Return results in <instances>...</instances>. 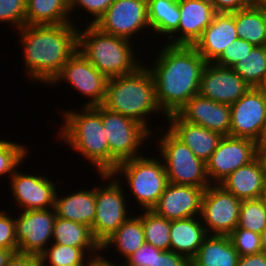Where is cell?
Here are the masks:
<instances>
[{
    "instance_id": "b9f144b4",
    "label": "cell",
    "mask_w": 266,
    "mask_h": 266,
    "mask_svg": "<svg viewBox=\"0 0 266 266\" xmlns=\"http://www.w3.org/2000/svg\"><path fill=\"white\" fill-rule=\"evenodd\" d=\"M161 251L145 242L127 260L122 262V266H159Z\"/></svg>"
},
{
    "instance_id": "ba28073f",
    "label": "cell",
    "mask_w": 266,
    "mask_h": 266,
    "mask_svg": "<svg viewBox=\"0 0 266 266\" xmlns=\"http://www.w3.org/2000/svg\"><path fill=\"white\" fill-rule=\"evenodd\" d=\"M101 118L110 151V173L120 162L143 155L141 146L153 137L144 125L102 105Z\"/></svg>"
},
{
    "instance_id": "681fc988",
    "label": "cell",
    "mask_w": 266,
    "mask_h": 266,
    "mask_svg": "<svg viewBox=\"0 0 266 266\" xmlns=\"http://www.w3.org/2000/svg\"><path fill=\"white\" fill-rule=\"evenodd\" d=\"M13 253L12 250L0 248V266H6L8 259Z\"/></svg>"
},
{
    "instance_id": "d4e9b609",
    "label": "cell",
    "mask_w": 266,
    "mask_h": 266,
    "mask_svg": "<svg viewBox=\"0 0 266 266\" xmlns=\"http://www.w3.org/2000/svg\"><path fill=\"white\" fill-rule=\"evenodd\" d=\"M207 236L201 217L171 221L170 250L191 260Z\"/></svg>"
},
{
    "instance_id": "7c38bea8",
    "label": "cell",
    "mask_w": 266,
    "mask_h": 266,
    "mask_svg": "<svg viewBox=\"0 0 266 266\" xmlns=\"http://www.w3.org/2000/svg\"><path fill=\"white\" fill-rule=\"evenodd\" d=\"M94 26L106 34L132 41L136 38L135 35H142L144 29L146 31L150 28L148 2L147 0H114Z\"/></svg>"
},
{
    "instance_id": "44dd1931",
    "label": "cell",
    "mask_w": 266,
    "mask_h": 266,
    "mask_svg": "<svg viewBox=\"0 0 266 266\" xmlns=\"http://www.w3.org/2000/svg\"><path fill=\"white\" fill-rule=\"evenodd\" d=\"M237 38L235 12L216 13L193 47L207 63H214Z\"/></svg>"
},
{
    "instance_id": "7bdbcfd3",
    "label": "cell",
    "mask_w": 266,
    "mask_h": 266,
    "mask_svg": "<svg viewBox=\"0 0 266 266\" xmlns=\"http://www.w3.org/2000/svg\"><path fill=\"white\" fill-rule=\"evenodd\" d=\"M6 266H41L39 255L27 253H13Z\"/></svg>"
},
{
    "instance_id": "83f0119b",
    "label": "cell",
    "mask_w": 266,
    "mask_h": 266,
    "mask_svg": "<svg viewBox=\"0 0 266 266\" xmlns=\"http://www.w3.org/2000/svg\"><path fill=\"white\" fill-rule=\"evenodd\" d=\"M139 215V216H138ZM130 216L107 240L101 244V250L116 248V252L122 255V261L127 260L144 243L145 235L141 221V213Z\"/></svg>"
},
{
    "instance_id": "52a82bcc",
    "label": "cell",
    "mask_w": 266,
    "mask_h": 266,
    "mask_svg": "<svg viewBox=\"0 0 266 266\" xmlns=\"http://www.w3.org/2000/svg\"><path fill=\"white\" fill-rule=\"evenodd\" d=\"M161 128L162 126H159L155 129L164 134H160V137L156 134L155 136L158 137L156 138L157 151L160 152L158 156L163 160L168 182L201 188L211 185L206 172V163L197 158L191 149L168 129Z\"/></svg>"
},
{
    "instance_id": "7dc6e473",
    "label": "cell",
    "mask_w": 266,
    "mask_h": 266,
    "mask_svg": "<svg viewBox=\"0 0 266 266\" xmlns=\"http://www.w3.org/2000/svg\"><path fill=\"white\" fill-rule=\"evenodd\" d=\"M101 252L103 251L100 249L96 253L89 255L83 266H122L116 265V263H113V260L110 261L107 256L105 255L104 257V254H102Z\"/></svg>"
},
{
    "instance_id": "db71d44e",
    "label": "cell",
    "mask_w": 266,
    "mask_h": 266,
    "mask_svg": "<svg viewBox=\"0 0 266 266\" xmlns=\"http://www.w3.org/2000/svg\"><path fill=\"white\" fill-rule=\"evenodd\" d=\"M262 252L266 253V229L261 234Z\"/></svg>"
},
{
    "instance_id": "484cf974",
    "label": "cell",
    "mask_w": 266,
    "mask_h": 266,
    "mask_svg": "<svg viewBox=\"0 0 266 266\" xmlns=\"http://www.w3.org/2000/svg\"><path fill=\"white\" fill-rule=\"evenodd\" d=\"M229 236L207 235L196 255L190 260L191 266H237L239 260Z\"/></svg>"
},
{
    "instance_id": "2e32d148",
    "label": "cell",
    "mask_w": 266,
    "mask_h": 266,
    "mask_svg": "<svg viewBox=\"0 0 266 266\" xmlns=\"http://www.w3.org/2000/svg\"><path fill=\"white\" fill-rule=\"evenodd\" d=\"M18 167L10 177V189L14 203L20 210L54 208L57 183L46 175L26 174Z\"/></svg>"
},
{
    "instance_id": "e575fe53",
    "label": "cell",
    "mask_w": 266,
    "mask_h": 266,
    "mask_svg": "<svg viewBox=\"0 0 266 266\" xmlns=\"http://www.w3.org/2000/svg\"><path fill=\"white\" fill-rule=\"evenodd\" d=\"M237 227L260 235L266 229V208L259 199L242 200Z\"/></svg>"
},
{
    "instance_id": "11a10c76",
    "label": "cell",
    "mask_w": 266,
    "mask_h": 266,
    "mask_svg": "<svg viewBox=\"0 0 266 266\" xmlns=\"http://www.w3.org/2000/svg\"><path fill=\"white\" fill-rule=\"evenodd\" d=\"M253 7L265 10L266 9V0H257L256 4Z\"/></svg>"
},
{
    "instance_id": "9f6ffc18",
    "label": "cell",
    "mask_w": 266,
    "mask_h": 266,
    "mask_svg": "<svg viewBox=\"0 0 266 266\" xmlns=\"http://www.w3.org/2000/svg\"><path fill=\"white\" fill-rule=\"evenodd\" d=\"M246 6H254L257 0H242Z\"/></svg>"
},
{
    "instance_id": "f1b7e54d",
    "label": "cell",
    "mask_w": 266,
    "mask_h": 266,
    "mask_svg": "<svg viewBox=\"0 0 266 266\" xmlns=\"http://www.w3.org/2000/svg\"><path fill=\"white\" fill-rule=\"evenodd\" d=\"M73 23L69 0H26L25 25H60Z\"/></svg>"
},
{
    "instance_id": "ffe728a7",
    "label": "cell",
    "mask_w": 266,
    "mask_h": 266,
    "mask_svg": "<svg viewBox=\"0 0 266 266\" xmlns=\"http://www.w3.org/2000/svg\"><path fill=\"white\" fill-rule=\"evenodd\" d=\"M177 114L186 122L229 136L230 105L218 103L197 94Z\"/></svg>"
},
{
    "instance_id": "9a60e30c",
    "label": "cell",
    "mask_w": 266,
    "mask_h": 266,
    "mask_svg": "<svg viewBox=\"0 0 266 266\" xmlns=\"http://www.w3.org/2000/svg\"><path fill=\"white\" fill-rule=\"evenodd\" d=\"M266 120V94L251 87L230 105L229 136L257 141Z\"/></svg>"
},
{
    "instance_id": "277c9868",
    "label": "cell",
    "mask_w": 266,
    "mask_h": 266,
    "mask_svg": "<svg viewBox=\"0 0 266 266\" xmlns=\"http://www.w3.org/2000/svg\"><path fill=\"white\" fill-rule=\"evenodd\" d=\"M147 65L132 74L110 78L106 84L102 106L144 125L151 133L150 114L166 115L156 100L155 82ZM149 115V116H148ZM149 120V121H148Z\"/></svg>"
},
{
    "instance_id": "d6986e66",
    "label": "cell",
    "mask_w": 266,
    "mask_h": 266,
    "mask_svg": "<svg viewBox=\"0 0 266 266\" xmlns=\"http://www.w3.org/2000/svg\"><path fill=\"white\" fill-rule=\"evenodd\" d=\"M205 189L168 182L157 205L152 210L169 221L200 217Z\"/></svg>"
},
{
    "instance_id": "d6a6232c",
    "label": "cell",
    "mask_w": 266,
    "mask_h": 266,
    "mask_svg": "<svg viewBox=\"0 0 266 266\" xmlns=\"http://www.w3.org/2000/svg\"><path fill=\"white\" fill-rule=\"evenodd\" d=\"M232 68L250 86L256 87L266 71V46H254L250 53Z\"/></svg>"
},
{
    "instance_id": "8992f818",
    "label": "cell",
    "mask_w": 266,
    "mask_h": 266,
    "mask_svg": "<svg viewBox=\"0 0 266 266\" xmlns=\"http://www.w3.org/2000/svg\"><path fill=\"white\" fill-rule=\"evenodd\" d=\"M111 174L116 179L125 178L129 195L135 197L140 211L152 210L168 184L163 161L158 156L142 155L122 161Z\"/></svg>"
},
{
    "instance_id": "30bf717a",
    "label": "cell",
    "mask_w": 266,
    "mask_h": 266,
    "mask_svg": "<svg viewBox=\"0 0 266 266\" xmlns=\"http://www.w3.org/2000/svg\"><path fill=\"white\" fill-rule=\"evenodd\" d=\"M242 200L219 184L209 185L203 193L201 220L207 235H229L238 225Z\"/></svg>"
},
{
    "instance_id": "3957f363",
    "label": "cell",
    "mask_w": 266,
    "mask_h": 266,
    "mask_svg": "<svg viewBox=\"0 0 266 266\" xmlns=\"http://www.w3.org/2000/svg\"><path fill=\"white\" fill-rule=\"evenodd\" d=\"M57 138L92 164L99 174L110 173V151L101 118V105L64 110ZM84 157V158H83Z\"/></svg>"
},
{
    "instance_id": "f6af8a7d",
    "label": "cell",
    "mask_w": 266,
    "mask_h": 266,
    "mask_svg": "<svg viewBox=\"0 0 266 266\" xmlns=\"http://www.w3.org/2000/svg\"><path fill=\"white\" fill-rule=\"evenodd\" d=\"M216 13H234L247 7L242 0H209Z\"/></svg>"
},
{
    "instance_id": "ac0fdd59",
    "label": "cell",
    "mask_w": 266,
    "mask_h": 266,
    "mask_svg": "<svg viewBox=\"0 0 266 266\" xmlns=\"http://www.w3.org/2000/svg\"><path fill=\"white\" fill-rule=\"evenodd\" d=\"M178 6V29L167 39L166 44L193 46L210 25L216 11L209 0H178Z\"/></svg>"
},
{
    "instance_id": "cb8c5ba5",
    "label": "cell",
    "mask_w": 266,
    "mask_h": 266,
    "mask_svg": "<svg viewBox=\"0 0 266 266\" xmlns=\"http://www.w3.org/2000/svg\"><path fill=\"white\" fill-rule=\"evenodd\" d=\"M265 179L257 158L228 175L219 184L241 200L259 199Z\"/></svg>"
},
{
    "instance_id": "f546056e",
    "label": "cell",
    "mask_w": 266,
    "mask_h": 266,
    "mask_svg": "<svg viewBox=\"0 0 266 266\" xmlns=\"http://www.w3.org/2000/svg\"><path fill=\"white\" fill-rule=\"evenodd\" d=\"M149 31L156 35L169 38L177 29L180 22L178 0H147ZM168 35V36H166ZM167 37V38H166Z\"/></svg>"
},
{
    "instance_id": "4dcf8cb0",
    "label": "cell",
    "mask_w": 266,
    "mask_h": 266,
    "mask_svg": "<svg viewBox=\"0 0 266 266\" xmlns=\"http://www.w3.org/2000/svg\"><path fill=\"white\" fill-rule=\"evenodd\" d=\"M238 38L254 46H266V25L262 9L247 6L235 12Z\"/></svg>"
},
{
    "instance_id": "ee69618b",
    "label": "cell",
    "mask_w": 266,
    "mask_h": 266,
    "mask_svg": "<svg viewBox=\"0 0 266 266\" xmlns=\"http://www.w3.org/2000/svg\"><path fill=\"white\" fill-rule=\"evenodd\" d=\"M159 266H191L190 260L171 250L161 251L159 258Z\"/></svg>"
},
{
    "instance_id": "5b68a950",
    "label": "cell",
    "mask_w": 266,
    "mask_h": 266,
    "mask_svg": "<svg viewBox=\"0 0 266 266\" xmlns=\"http://www.w3.org/2000/svg\"><path fill=\"white\" fill-rule=\"evenodd\" d=\"M78 27V50L107 79L132 74L143 63L135 54L134 43L126 38L106 34L93 24ZM83 30V31H81Z\"/></svg>"
},
{
    "instance_id": "8d00e7d4",
    "label": "cell",
    "mask_w": 266,
    "mask_h": 266,
    "mask_svg": "<svg viewBox=\"0 0 266 266\" xmlns=\"http://www.w3.org/2000/svg\"><path fill=\"white\" fill-rule=\"evenodd\" d=\"M228 236L239 256L262 252L261 235L258 233L236 227Z\"/></svg>"
},
{
    "instance_id": "4fadbf2b",
    "label": "cell",
    "mask_w": 266,
    "mask_h": 266,
    "mask_svg": "<svg viewBox=\"0 0 266 266\" xmlns=\"http://www.w3.org/2000/svg\"><path fill=\"white\" fill-rule=\"evenodd\" d=\"M257 143L248 138L223 136L206 162V172L211 184H220L239 167L256 158Z\"/></svg>"
},
{
    "instance_id": "1f68e13d",
    "label": "cell",
    "mask_w": 266,
    "mask_h": 266,
    "mask_svg": "<svg viewBox=\"0 0 266 266\" xmlns=\"http://www.w3.org/2000/svg\"><path fill=\"white\" fill-rule=\"evenodd\" d=\"M141 214L145 242L160 250L169 251L171 221L157 215L153 210H143Z\"/></svg>"
},
{
    "instance_id": "6f0895ef",
    "label": "cell",
    "mask_w": 266,
    "mask_h": 266,
    "mask_svg": "<svg viewBox=\"0 0 266 266\" xmlns=\"http://www.w3.org/2000/svg\"><path fill=\"white\" fill-rule=\"evenodd\" d=\"M263 13H264L265 25H266V9H265V10H263Z\"/></svg>"
},
{
    "instance_id": "816d5d0a",
    "label": "cell",
    "mask_w": 266,
    "mask_h": 266,
    "mask_svg": "<svg viewBox=\"0 0 266 266\" xmlns=\"http://www.w3.org/2000/svg\"><path fill=\"white\" fill-rule=\"evenodd\" d=\"M257 89H259L261 92H263L264 94H266V71L261 79V81L259 82V84L256 86Z\"/></svg>"
},
{
    "instance_id": "5bb4252c",
    "label": "cell",
    "mask_w": 266,
    "mask_h": 266,
    "mask_svg": "<svg viewBox=\"0 0 266 266\" xmlns=\"http://www.w3.org/2000/svg\"><path fill=\"white\" fill-rule=\"evenodd\" d=\"M15 215L19 253L40 255L51 243L56 218L54 208L21 210Z\"/></svg>"
},
{
    "instance_id": "7a4b0ae2",
    "label": "cell",
    "mask_w": 266,
    "mask_h": 266,
    "mask_svg": "<svg viewBox=\"0 0 266 266\" xmlns=\"http://www.w3.org/2000/svg\"><path fill=\"white\" fill-rule=\"evenodd\" d=\"M78 25H24L15 31L23 51V67L32 82L50 84L78 50Z\"/></svg>"
},
{
    "instance_id": "d590c367",
    "label": "cell",
    "mask_w": 266,
    "mask_h": 266,
    "mask_svg": "<svg viewBox=\"0 0 266 266\" xmlns=\"http://www.w3.org/2000/svg\"><path fill=\"white\" fill-rule=\"evenodd\" d=\"M25 144L11 142V140H0V176L8 175L10 178L15 170L27 160L29 155Z\"/></svg>"
},
{
    "instance_id": "8fae6325",
    "label": "cell",
    "mask_w": 266,
    "mask_h": 266,
    "mask_svg": "<svg viewBox=\"0 0 266 266\" xmlns=\"http://www.w3.org/2000/svg\"><path fill=\"white\" fill-rule=\"evenodd\" d=\"M63 81L88 98L83 106H98L104 102L108 79L79 50L67 60L50 85L62 84Z\"/></svg>"
},
{
    "instance_id": "bcb514c9",
    "label": "cell",
    "mask_w": 266,
    "mask_h": 266,
    "mask_svg": "<svg viewBox=\"0 0 266 266\" xmlns=\"http://www.w3.org/2000/svg\"><path fill=\"white\" fill-rule=\"evenodd\" d=\"M237 266H266V253L260 252L248 256H240Z\"/></svg>"
},
{
    "instance_id": "f35d334b",
    "label": "cell",
    "mask_w": 266,
    "mask_h": 266,
    "mask_svg": "<svg viewBox=\"0 0 266 266\" xmlns=\"http://www.w3.org/2000/svg\"><path fill=\"white\" fill-rule=\"evenodd\" d=\"M253 47L254 45L248 41L237 38L225 48L221 56L214 63L223 67L232 68L247 54H249Z\"/></svg>"
},
{
    "instance_id": "f907efd6",
    "label": "cell",
    "mask_w": 266,
    "mask_h": 266,
    "mask_svg": "<svg viewBox=\"0 0 266 266\" xmlns=\"http://www.w3.org/2000/svg\"><path fill=\"white\" fill-rule=\"evenodd\" d=\"M256 143L257 145H266V120L265 123L263 124V128Z\"/></svg>"
},
{
    "instance_id": "4316f807",
    "label": "cell",
    "mask_w": 266,
    "mask_h": 266,
    "mask_svg": "<svg viewBox=\"0 0 266 266\" xmlns=\"http://www.w3.org/2000/svg\"><path fill=\"white\" fill-rule=\"evenodd\" d=\"M52 243L81 248L88 256L101 249L90 227L60 217L54 221Z\"/></svg>"
},
{
    "instance_id": "603a6c76",
    "label": "cell",
    "mask_w": 266,
    "mask_h": 266,
    "mask_svg": "<svg viewBox=\"0 0 266 266\" xmlns=\"http://www.w3.org/2000/svg\"><path fill=\"white\" fill-rule=\"evenodd\" d=\"M60 195V196H59ZM56 217L74 221L92 227L96 215V185L89 188L59 194L57 191L54 202Z\"/></svg>"
},
{
    "instance_id": "6da1fadb",
    "label": "cell",
    "mask_w": 266,
    "mask_h": 266,
    "mask_svg": "<svg viewBox=\"0 0 266 266\" xmlns=\"http://www.w3.org/2000/svg\"><path fill=\"white\" fill-rule=\"evenodd\" d=\"M147 67L155 82L156 100L168 116L177 113L199 92L207 62L193 46L163 44Z\"/></svg>"
},
{
    "instance_id": "f5cc1de1",
    "label": "cell",
    "mask_w": 266,
    "mask_h": 266,
    "mask_svg": "<svg viewBox=\"0 0 266 266\" xmlns=\"http://www.w3.org/2000/svg\"><path fill=\"white\" fill-rule=\"evenodd\" d=\"M259 200L263 203V205L266 208V180H265L263 188L261 190V194H260Z\"/></svg>"
},
{
    "instance_id": "ab89813d",
    "label": "cell",
    "mask_w": 266,
    "mask_h": 266,
    "mask_svg": "<svg viewBox=\"0 0 266 266\" xmlns=\"http://www.w3.org/2000/svg\"><path fill=\"white\" fill-rule=\"evenodd\" d=\"M6 209L0 210V248L18 252L16 240L15 216H10Z\"/></svg>"
},
{
    "instance_id": "e0dca14e",
    "label": "cell",
    "mask_w": 266,
    "mask_h": 266,
    "mask_svg": "<svg viewBox=\"0 0 266 266\" xmlns=\"http://www.w3.org/2000/svg\"><path fill=\"white\" fill-rule=\"evenodd\" d=\"M251 87L233 68L207 63L198 94L218 103L232 105Z\"/></svg>"
},
{
    "instance_id": "c3c4849f",
    "label": "cell",
    "mask_w": 266,
    "mask_h": 266,
    "mask_svg": "<svg viewBox=\"0 0 266 266\" xmlns=\"http://www.w3.org/2000/svg\"><path fill=\"white\" fill-rule=\"evenodd\" d=\"M256 158L259 161L266 180V145H257Z\"/></svg>"
},
{
    "instance_id": "836d02e7",
    "label": "cell",
    "mask_w": 266,
    "mask_h": 266,
    "mask_svg": "<svg viewBox=\"0 0 266 266\" xmlns=\"http://www.w3.org/2000/svg\"><path fill=\"white\" fill-rule=\"evenodd\" d=\"M41 266H83L88 255L81 248L51 243L40 255Z\"/></svg>"
},
{
    "instance_id": "7402d4cb",
    "label": "cell",
    "mask_w": 266,
    "mask_h": 266,
    "mask_svg": "<svg viewBox=\"0 0 266 266\" xmlns=\"http://www.w3.org/2000/svg\"><path fill=\"white\" fill-rule=\"evenodd\" d=\"M165 119L169 123L167 129L205 163L223 137L218 132L184 121L177 113L168 115Z\"/></svg>"
},
{
    "instance_id": "74e56055",
    "label": "cell",
    "mask_w": 266,
    "mask_h": 266,
    "mask_svg": "<svg viewBox=\"0 0 266 266\" xmlns=\"http://www.w3.org/2000/svg\"><path fill=\"white\" fill-rule=\"evenodd\" d=\"M26 0H0V23L14 26V31L25 25Z\"/></svg>"
},
{
    "instance_id": "9c48e42d",
    "label": "cell",
    "mask_w": 266,
    "mask_h": 266,
    "mask_svg": "<svg viewBox=\"0 0 266 266\" xmlns=\"http://www.w3.org/2000/svg\"><path fill=\"white\" fill-rule=\"evenodd\" d=\"M99 176L109 182L96 186V215L91 230L101 245L130 217V205L126 202L128 193L124 194L123 179H116L111 173Z\"/></svg>"
},
{
    "instance_id": "60d3db41",
    "label": "cell",
    "mask_w": 266,
    "mask_h": 266,
    "mask_svg": "<svg viewBox=\"0 0 266 266\" xmlns=\"http://www.w3.org/2000/svg\"><path fill=\"white\" fill-rule=\"evenodd\" d=\"M114 0H69V11L72 16V12L75 13L77 9H83L81 11L91 14V22L88 24H95L97 20L107 11ZM85 10V11H84Z\"/></svg>"
}]
</instances>
